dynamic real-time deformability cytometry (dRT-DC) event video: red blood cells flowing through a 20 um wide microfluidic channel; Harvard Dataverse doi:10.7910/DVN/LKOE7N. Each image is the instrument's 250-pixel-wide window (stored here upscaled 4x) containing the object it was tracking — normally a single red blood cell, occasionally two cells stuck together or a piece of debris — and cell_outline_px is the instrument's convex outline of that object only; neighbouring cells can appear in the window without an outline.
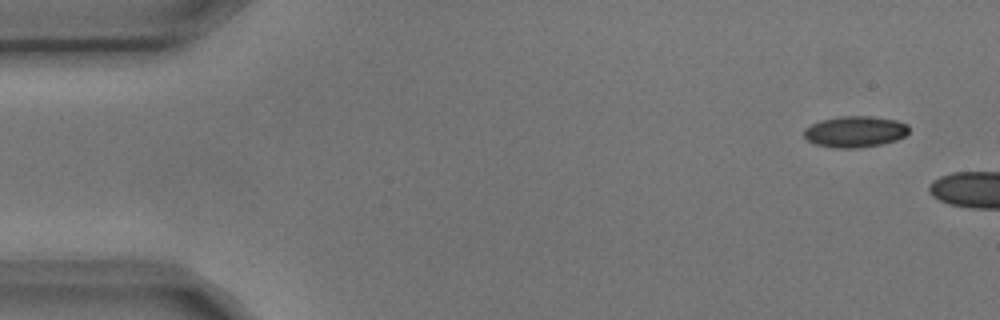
{"species": "common noctule bat (a hibernating species)", "species_latin": "Nyctalus noctula", "temperature_condition": "cold", "stored_images_in_passage": 3, "camera_frame_rate_fps": 3000, "um_per_image_px": 0.085, "animal": {"sex": "male", "body_mass_g": 17.9, "forearm_length_mm": 54.2}, "frame": {"image": 1, "passage_image": 1, "time_ms": 0.0, "image_size_px": [1000, 320], "cell_outline_px": [[908, 132], [904, 136], [896, 140], [880, 144], [856, 148], [836, 148], [816, 144], [808, 140], [804, 136], [804, 128], [820, 120], [840, 116], [872, 116], [896, 120], [908, 124]], "centroid_in_image_um": [72.67, 11.18], "position_along_channel_um": 12.3, "area_um2": 19.02}}